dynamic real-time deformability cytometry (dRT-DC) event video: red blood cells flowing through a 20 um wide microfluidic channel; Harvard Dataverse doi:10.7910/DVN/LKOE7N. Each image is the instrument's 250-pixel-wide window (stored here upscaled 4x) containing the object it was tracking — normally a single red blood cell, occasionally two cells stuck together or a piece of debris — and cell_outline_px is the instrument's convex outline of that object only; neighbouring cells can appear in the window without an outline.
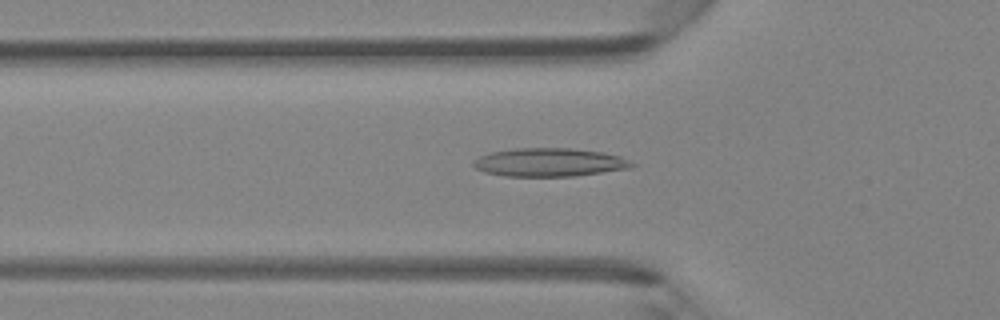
{"species": "Egyptian fruit bat (a non-hibernating species)", "species_latin": "Rousettus aegyptiacus", "temperature_condition": "room temperature", "stored_images_in_passage": 47, "camera_frame_rate_fps": 3000, "um_per_image_px": 0.085, "animal": {"sex": "female"}, "frame": {"image": 1, "passage_image": 16, "time_ms": 5.0, "image_size_px": [1000, 320], "cell_outline_px": [[636, 164], [632, 168], [572, 176], [504, 176], [484, 172], [476, 168], [472, 164], [472, 160], [480, 156], [492, 152], [516, 148], [572, 148], [604, 152], [620, 156]], "centroid_in_image_um": [46.7, 13.79], "position_along_channel_um": 79.1, "area_um2": 26.24}}
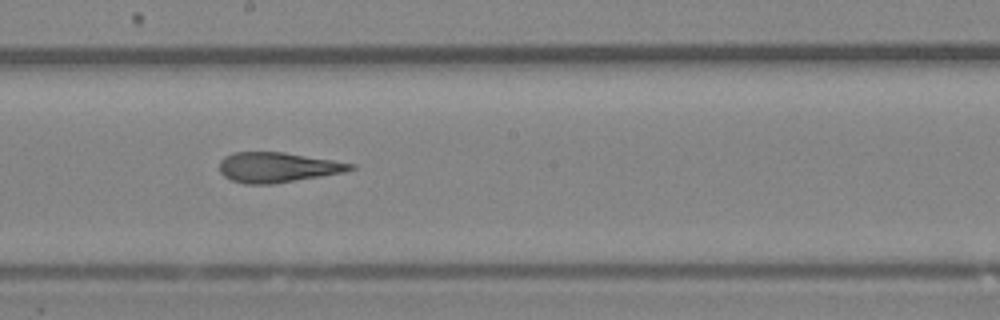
{"frame": {"image": 2, "passage_image": 26, "time_ms": 8.333, "image_size_px": [1000, 320], "cell_outline_px": [[356, 168], [344, 172], [272, 184], [244, 184], [232, 180], [224, 176], [220, 172], [220, 160], [224, 156], [232, 152], [284, 152], [356, 164]], "centroid_in_image_um": [23.57, 14.22], "position_along_channel_um": 224.6, "area_um2": 22.89}}
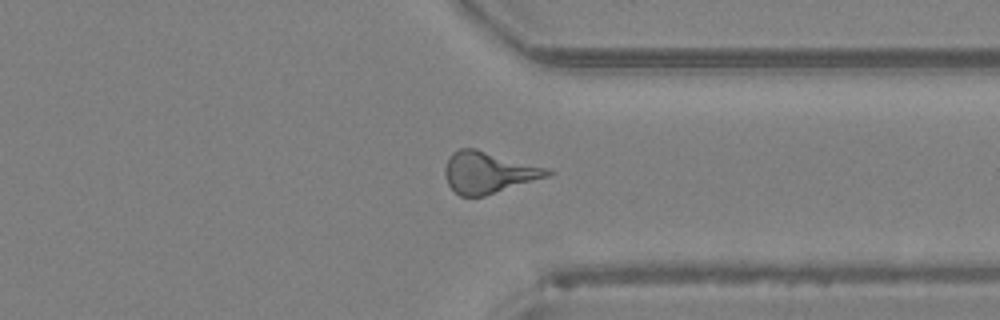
{"frame": {"image": 3, "passage_image": 36, "time_ms": 11.667, "image_size_px": [1000, 320], "cell_outline_px": [[556, 172], [548, 176], [484, 196], [460, 196], [448, 184], [444, 176], [444, 168], [448, 156], [452, 152], [460, 148], [476, 148], [548, 168]], "centroid_in_image_um": [41.49, 14.64], "position_along_channel_um": 369.9, "area_um2": 24.8}, "authors_computed_cell_mechanics": {"area_um2": 24.3916, "velocity_mm_per_s": 4.3846, "shape_relaxation_time_tau1_ms": null, "shape_relaxation_time_tau2_ms": 2.3566, "deformation_change_tau1": null, "deformation_change_tau2": 0.1329}}